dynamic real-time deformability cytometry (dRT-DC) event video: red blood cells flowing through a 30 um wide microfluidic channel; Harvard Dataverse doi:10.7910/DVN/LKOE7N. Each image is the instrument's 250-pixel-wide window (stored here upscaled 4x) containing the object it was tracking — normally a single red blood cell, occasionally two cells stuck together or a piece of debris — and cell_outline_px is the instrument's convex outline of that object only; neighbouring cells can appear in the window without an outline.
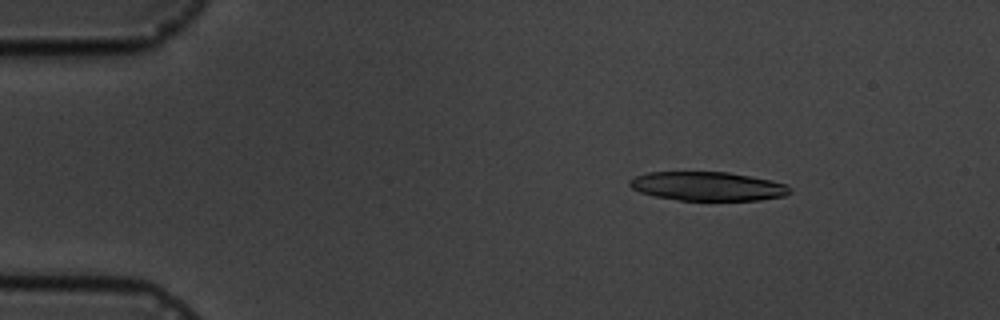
{"species": "common noctule bat (a hibernating species)", "species_latin": "Nyctalus noctula", "temperature_condition": "cold", "stored_images_in_passage": 5, "camera_frame_rate_fps": 3000, "um_per_image_px": 0.085, "animal": {"sex": "male", "body_mass_g": 19.5, "forearm_length_mm": 54.6}, "frame": {"image": 1, "passage_image": 3, "time_ms": 2.333, "image_size_px": [1000, 320], "cell_outline_px": [[792, 192], [784, 196], [760, 200], [680, 200], [656, 196], [640, 192], [632, 188], [628, 184], [628, 180], [636, 176], [648, 172], [728, 172], [772, 180], [788, 184], [792, 188]], "centroid_in_image_um": [60.19, 15.83], "position_along_channel_um": 24.8, "area_um2": 27.11}}